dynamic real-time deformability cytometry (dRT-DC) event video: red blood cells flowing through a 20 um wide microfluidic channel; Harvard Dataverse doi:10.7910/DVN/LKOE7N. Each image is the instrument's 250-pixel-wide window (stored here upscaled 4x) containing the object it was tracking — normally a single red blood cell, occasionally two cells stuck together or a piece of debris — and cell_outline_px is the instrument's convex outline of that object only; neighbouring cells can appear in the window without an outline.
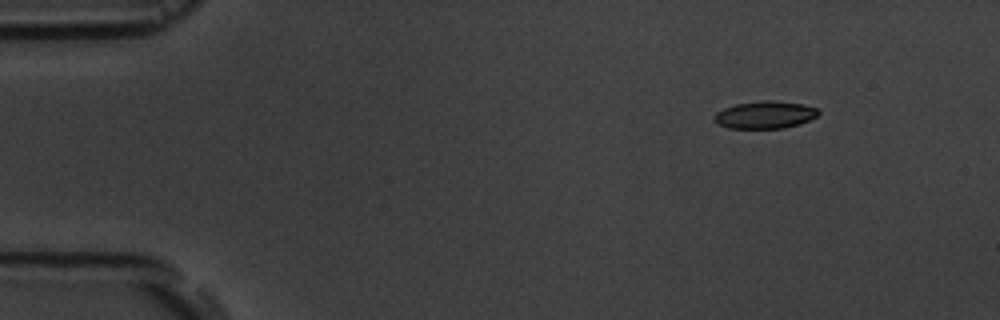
{"species": "common noctule bat (a hibernating species)", "species_latin": "Nyctalus noctula", "temperature_condition": "room temperature", "stored_images_in_passage": 4, "camera_frame_rate_fps": 3000, "um_per_image_px": 0.085, "animal": {"sex": "male", "body_mass_g": 19.5, "forearm_length_mm": 54.6}, "frame": {"image": 1, "passage_image": 1, "time_ms": 0.0, "image_size_px": [1000, 320], "cell_outline_px": [[820, 112], [816, 116], [800, 124], [784, 128], [728, 128], [716, 124], [712, 116], [716, 112], [724, 108], [736, 104], [764, 100], [768, 100], [804, 104], [816, 108]], "centroid_in_image_um": [64.99, 9.76], "position_along_channel_um": 20.0, "area_um2": 16.65}}